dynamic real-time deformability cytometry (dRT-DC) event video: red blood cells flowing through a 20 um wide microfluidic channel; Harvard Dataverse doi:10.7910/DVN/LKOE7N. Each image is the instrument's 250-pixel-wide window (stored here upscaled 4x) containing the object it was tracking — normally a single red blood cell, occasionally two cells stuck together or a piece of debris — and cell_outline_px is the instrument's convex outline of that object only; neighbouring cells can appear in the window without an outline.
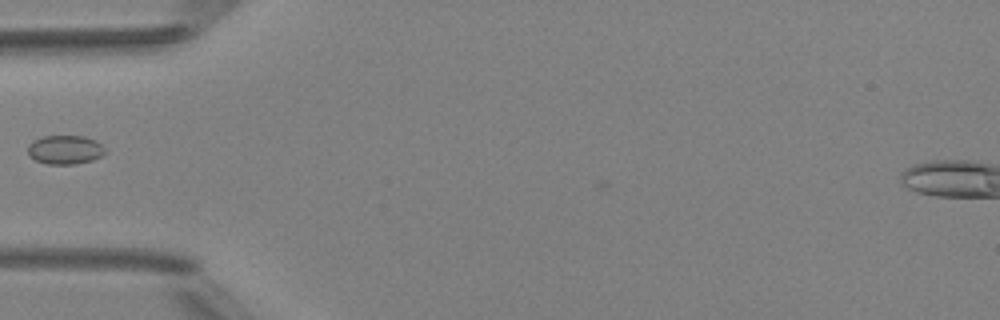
{"species": "Egyptian fruit bat (a non-hibernating species)", "species_latin": "Rousettus aegyptiacus", "temperature_condition": "room temperature", "stored_images_in_passage": 3, "camera_frame_rate_fps": 3000, "um_per_image_px": 0.085, "animal": {"sex": "female"}, "frame": {"image": 1, "passage_image": 2, "time_ms": 1.333, "image_size_px": [1000, 320], "cell_outline_px": [[108, 152], [92, 160], [72, 164], [48, 164], [36, 160], [28, 156], [28, 144], [44, 136], [84, 136], [96, 140]], "centroid_in_image_um": [5.54, 12.72], "position_along_channel_um": 79.5, "area_um2": 12.95}}
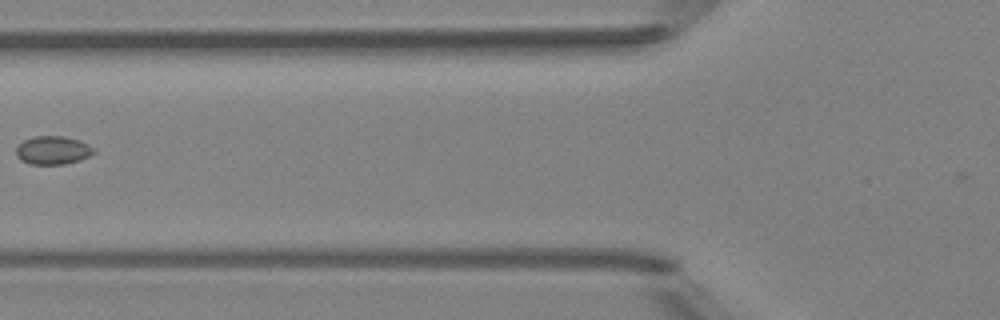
{"frame": {"image": 2, "passage_image": 3, "time_ms": 2.333, "image_size_px": [1000, 320], "cell_outline_px": [[96, 152], [80, 160], [64, 164], [32, 164], [20, 160], [16, 156], [16, 148], [24, 140], [36, 136], [64, 136], [76, 140], [96, 148]], "centroid_in_image_um": [4.49, 12.78], "position_along_channel_um": 121.3, "area_um2": 12.72}}